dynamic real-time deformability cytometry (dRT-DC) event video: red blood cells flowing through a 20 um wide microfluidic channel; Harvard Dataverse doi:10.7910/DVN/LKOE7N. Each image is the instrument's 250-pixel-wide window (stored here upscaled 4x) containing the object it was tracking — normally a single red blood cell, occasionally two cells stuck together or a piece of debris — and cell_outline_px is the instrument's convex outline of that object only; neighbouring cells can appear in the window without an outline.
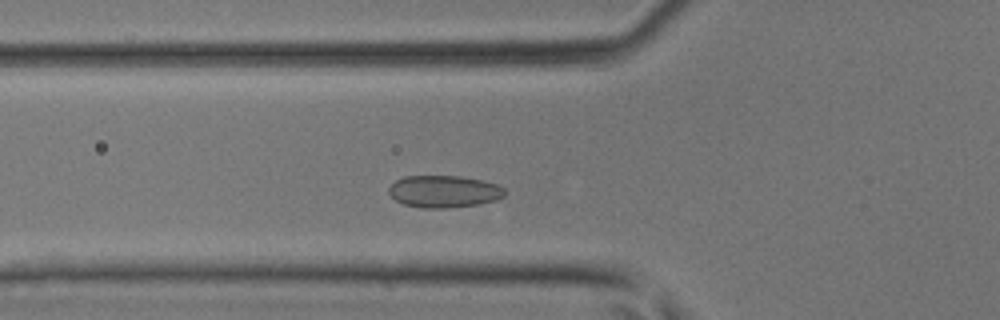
{"species": "common noctule bat (a hibernating species)", "species_latin": "Nyctalus noctula", "temperature_condition": "room temperature", "stored_images_in_passage": 39, "camera_frame_rate_fps": 3000, "um_per_image_px": 0.085, "animal": {"sex": "male", "body_mass_g": 17.9, "forearm_length_mm": 54.2}, "frame": {"image": 1, "passage_image": 9, "time_ms": 2.667, "image_size_px": [1000, 320], "cell_outline_px": [[504, 196], [496, 200], [480, 204], [448, 208], [424, 208], [404, 204], [396, 200], [388, 192], [388, 188], [396, 180], [404, 176], [460, 176], [484, 180], [496, 184], [504, 188]], "centroid_in_image_um": [37.75, 16.27], "position_along_channel_um": 88.1, "area_um2": 21.73}}
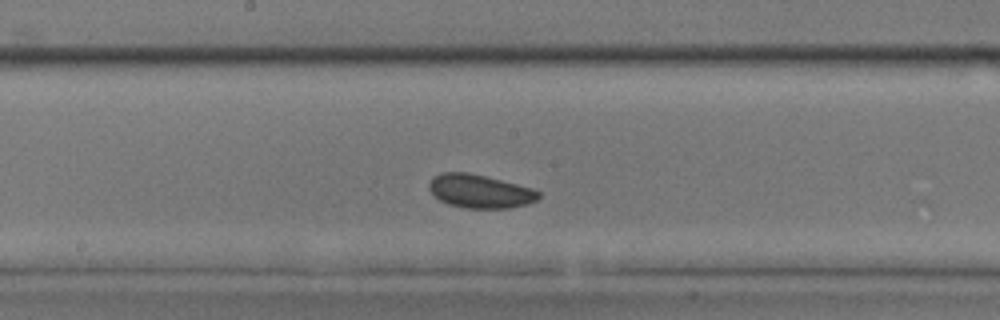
{"frame": {"image": 2, "passage_image": 17, "time_ms": 5.333, "image_size_px": [1000, 320], "cell_outline_px": [[540, 196], [536, 200], [528, 204], [508, 208], [464, 208], [448, 204], [440, 200], [428, 188], [428, 184], [432, 176], [440, 172], [468, 172], [532, 188], [540, 192]], "centroid_in_image_um": [40.76, 16.25], "position_along_channel_um": 207.4, "area_um2": 21.33}}
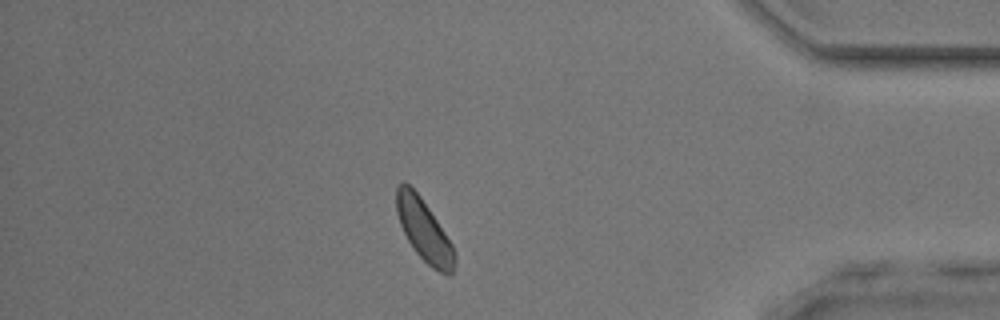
{"frame": {"image": 3, "passage_image": 32, "time_ms": 10.333, "image_size_px": [1000, 320], "cell_outline_px": [[456, 264], [452, 276], [448, 276], [432, 268], [416, 252], [408, 240], [400, 224], [396, 212], [396, 188], [404, 180], [420, 196], [452, 244], [456, 252]], "centroid_in_image_um": [36.06, 19.62], "position_along_channel_um": 399.1, "area_um2": 20.81}}